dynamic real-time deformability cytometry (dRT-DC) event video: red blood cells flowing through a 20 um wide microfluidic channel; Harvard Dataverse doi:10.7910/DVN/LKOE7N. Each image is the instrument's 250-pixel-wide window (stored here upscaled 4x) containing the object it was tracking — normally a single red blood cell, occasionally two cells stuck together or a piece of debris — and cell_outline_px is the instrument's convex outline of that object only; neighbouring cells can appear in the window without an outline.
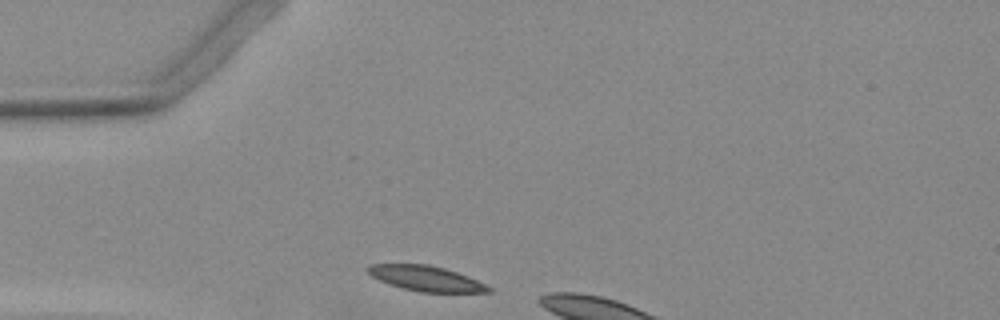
{"species": "Egyptian fruit bat (a non-hibernating species)", "species_latin": "Rousettus aegyptiacus", "temperature_condition": "warm", "stored_images_in_passage": 5, "camera_frame_rate_fps": 3000, "um_per_image_px": 0.085, "animal": {"sex": "female"}, "frame": {"image": 1, "passage_image": 1, "time_ms": 0.0, "image_size_px": [1000, 320], "cell_outline_px": [[492, 292], [420, 292], [404, 288], [380, 280], [372, 276], [368, 272], [368, 268], [372, 264], [428, 264], [444, 268], [468, 276], [492, 288]], "centroid_in_image_um": [36.25, 23.66], "position_along_channel_um": 48.8, "area_um2": 17.34}}